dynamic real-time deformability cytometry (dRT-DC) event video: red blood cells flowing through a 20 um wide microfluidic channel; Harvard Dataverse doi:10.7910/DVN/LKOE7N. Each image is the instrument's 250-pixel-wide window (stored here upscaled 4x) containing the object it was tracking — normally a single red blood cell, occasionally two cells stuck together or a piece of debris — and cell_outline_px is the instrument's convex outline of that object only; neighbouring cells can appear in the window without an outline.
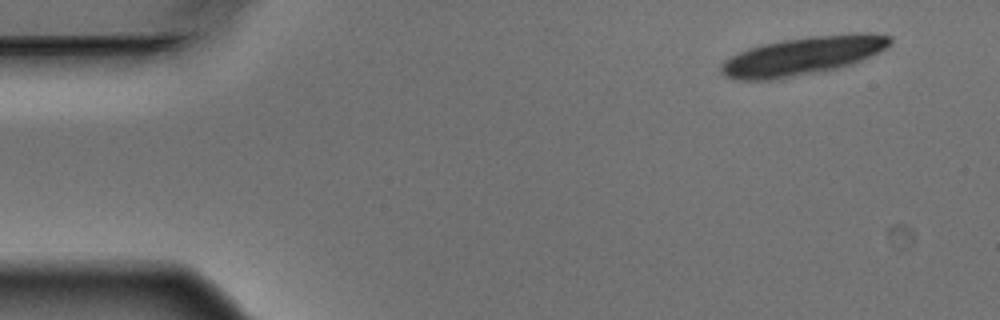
{"species": "Egyptian fruit bat (a non-hibernating species)", "species_latin": "Rousettus aegyptiacus", "temperature_condition": "warm", "stored_images_in_passage": 5, "segment_of_instrument_passage": [2, 2], "camera_frame_rate_fps": 3000, "um_per_image_px": 0.085, "animal": {"sex": "male"}, "frame": {"image": 1, "passage_image": 5, "time_ms": 1.333, "image_size_px": [1000, 320], "cell_outline_px": [[892, 44], [888, 48], [880, 52], [852, 64], [840, 68], [776, 80], [736, 80], [724, 76], [720, 72], [720, 64], [724, 60], [748, 48], [760, 44], [808, 36], [856, 32], [872, 32], [892, 36]], "centroid_in_image_um": [68.28, 4.74], "position_along_channel_um": 16.7, "area_um2": 38.49}}